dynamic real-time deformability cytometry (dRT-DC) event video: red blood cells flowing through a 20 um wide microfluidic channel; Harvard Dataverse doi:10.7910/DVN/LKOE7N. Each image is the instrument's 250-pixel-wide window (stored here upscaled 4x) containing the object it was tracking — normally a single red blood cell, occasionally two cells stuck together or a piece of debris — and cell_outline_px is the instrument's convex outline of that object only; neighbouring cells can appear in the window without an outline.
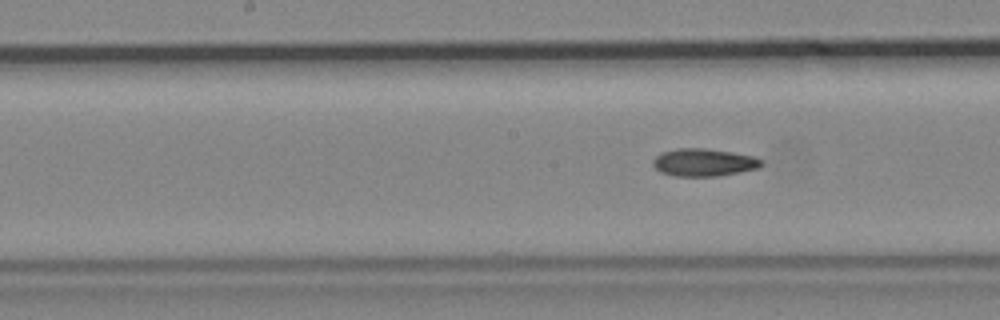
{"species": "common noctule bat (a hibernating species)", "species_latin": "Nyctalus noctula", "temperature_condition": "cold", "stored_images_in_passage": 13, "camera_frame_rate_fps": 3000, "um_per_image_px": 0.085, "animal": {"sex": "male", "body_mass_g": 19.2, "forearm_length_mm": 51.8}, "frame": {"image": 1, "passage_image": 13, "time_ms": 4.0, "image_size_px": [1000, 320], "cell_outline_px": [[764, 164], [760, 168], [716, 176], [672, 176], [660, 172], [652, 164], [652, 160], [660, 152], [676, 148], [704, 148], [732, 152], [752, 156], [764, 160]], "centroid_in_image_um": [59.81, 13.8], "position_along_channel_um": 188.4, "area_um2": 17.63}}